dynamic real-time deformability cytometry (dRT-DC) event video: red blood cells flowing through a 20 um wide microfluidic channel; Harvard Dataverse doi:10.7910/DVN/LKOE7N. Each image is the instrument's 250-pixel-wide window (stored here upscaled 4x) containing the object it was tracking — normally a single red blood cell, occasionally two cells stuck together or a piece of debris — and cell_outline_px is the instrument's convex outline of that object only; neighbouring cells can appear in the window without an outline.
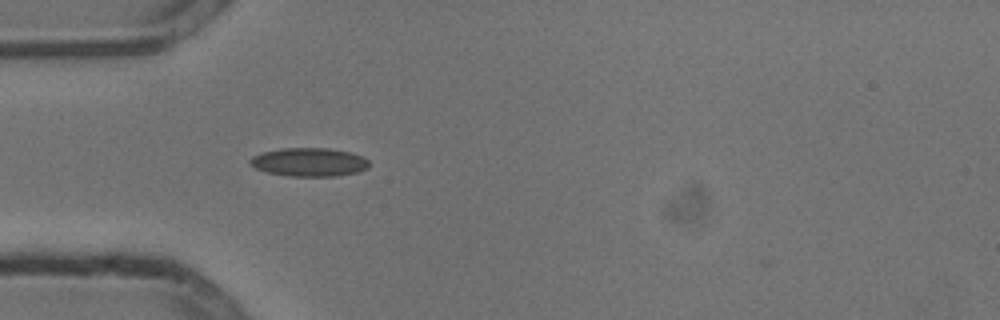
{"species": "common noctule bat (a hibernating species)", "species_latin": "Nyctalus noctula", "temperature_condition": "cold", "stored_images_in_passage": 42, "camera_frame_rate_fps": 3000, "um_per_image_px": 0.085, "animal": {"sex": "male", "body_mass_g": 13.3}, "frame": {"image": 1, "passage_image": 4, "time_ms": 1.0, "image_size_px": [1000, 320], "cell_outline_px": [[368, 168], [356, 172], [336, 176], [288, 176], [268, 172], [256, 168], [248, 164], [248, 160], [252, 156], [260, 152], [280, 148], [328, 148], [352, 152], [368, 160]], "centroid_in_image_um": [26.23, 13.77], "position_along_channel_um": 58.8, "area_um2": 19.88}}
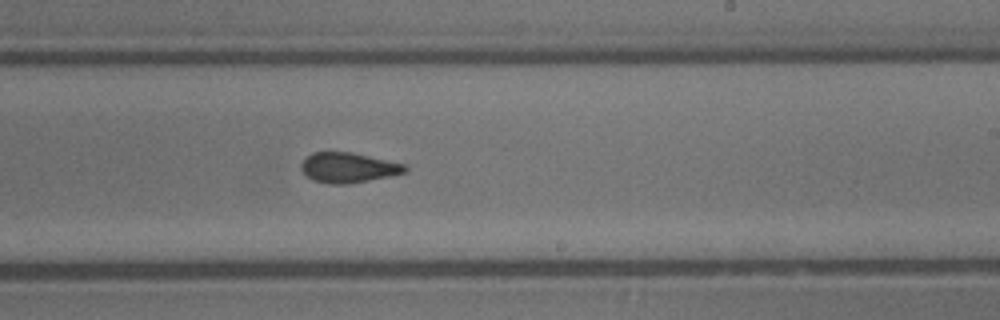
{"frame": {"image": 2, "passage_image": 20, "time_ms": 6.333, "image_size_px": [1000, 320], "cell_outline_px": [[408, 172], [348, 184], [328, 184], [312, 180], [300, 168], [300, 164], [312, 152], [352, 152], [408, 164]], "centroid_in_image_um": [29.64, 14.24], "position_along_channel_um": 259.4, "area_um2": 18.32}}
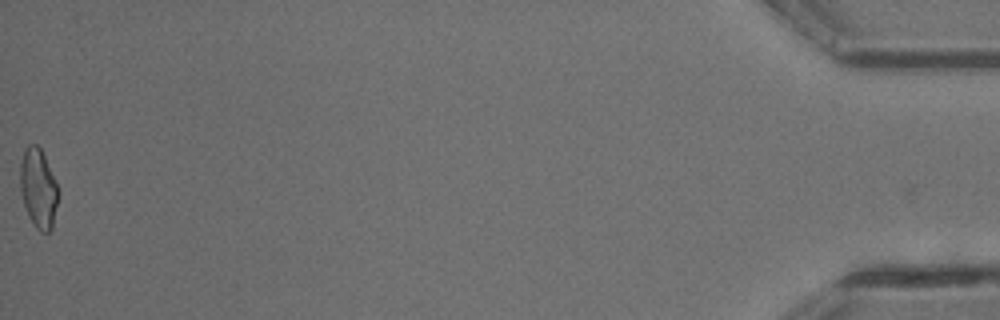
{"frame": {"image": 3, "passage_image": 42, "time_ms": 13.667, "image_size_px": [1000, 320], "cell_outline_px": [[56, 204], [52, 228], [48, 232], [40, 232], [36, 228], [28, 216], [24, 204], [20, 188], [20, 164], [24, 148], [28, 144], [36, 144], [40, 148], [44, 156], [56, 184]], "centroid_in_image_um": [3.21, 16.0], "position_along_channel_um": 432.0, "area_um2": 17.11}, "authors_computed_cell_mechanics": {"area_um2": 18.3515, "velocity_mm_per_s": 3.8105, "shape_relaxation_time_tau1_ms": null, "shape_relaxation_time_tau2_ms": 3.6597, "deformation_change_tau1": null, "deformation_change_tau2": 0.0742}}